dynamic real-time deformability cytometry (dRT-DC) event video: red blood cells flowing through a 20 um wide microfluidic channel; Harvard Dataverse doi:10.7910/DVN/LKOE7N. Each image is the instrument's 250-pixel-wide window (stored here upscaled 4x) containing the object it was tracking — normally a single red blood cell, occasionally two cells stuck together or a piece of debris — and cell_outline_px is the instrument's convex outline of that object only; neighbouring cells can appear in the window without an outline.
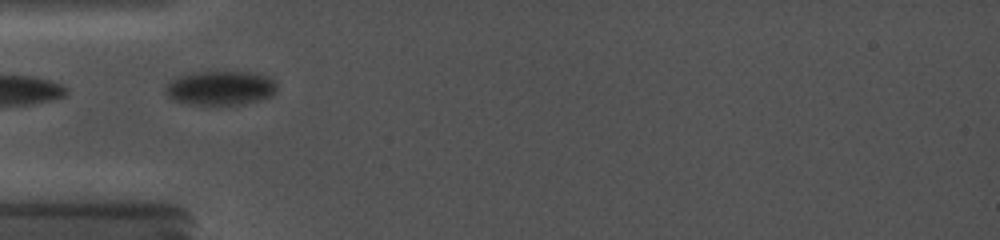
{"species": "common noctule bat (a hibernating species)", "species_latin": "Nyctalus noctula", "temperature_condition": "cold", "stored_images_in_passage": 4, "camera_frame_rate_fps": 5000, "um_per_image_px": 0.085, "animal": {"sex": "female", "body_mass_g": 19.0, "forearm_length_mm": 56.7}, "frame": {"image": 1, "passage_image": 3, "time_ms": 0.6, "image_size_px": [1000, 240], "cell_outline_px": [[268, 92], [264, 96], [256, 100], [232, 108], [200, 108], [176, 100], [172, 92], [172, 88], [176, 84], [184, 80], [196, 76], [216, 72], [260, 80], [268, 84]], "centroid_in_image_um": [18.63, 7.71], "position_along_channel_um": 66.4, "area_um2": 18.61}}